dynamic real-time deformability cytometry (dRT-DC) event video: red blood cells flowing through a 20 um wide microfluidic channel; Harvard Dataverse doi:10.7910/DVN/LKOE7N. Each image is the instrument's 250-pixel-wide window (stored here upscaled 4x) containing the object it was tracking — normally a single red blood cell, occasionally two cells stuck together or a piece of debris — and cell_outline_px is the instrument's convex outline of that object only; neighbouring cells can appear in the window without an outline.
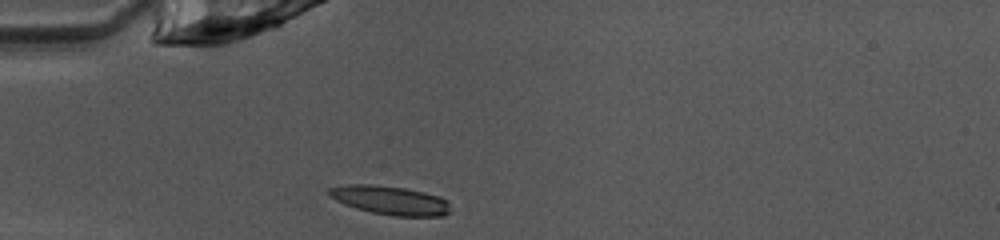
{"species": "common noctule bat (a hibernating species)", "species_latin": "Nyctalus noctula", "temperature_condition": "warm", "stored_images_in_passage": 36, "camera_frame_rate_fps": 3000, "um_per_image_px": 0.085, "animal": {"sex": "female", "body_mass_g": 10.0, "forearm_length_mm": 53.1}, "frame": {"image": 1, "passage_image": 1, "time_ms": 0.0, "image_size_px": [1000, 240], "cell_outline_px": [[448, 212], [444, 216], [396, 216], [372, 212], [356, 208], [344, 204], [328, 196], [328, 188], [348, 184], [368, 184], [404, 188], [424, 192], [440, 196], [448, 200]], "centroid_in_image_um": [33.15, 17.02], "position_along_channel_um": 51.9, "area_um2": 20.29}}
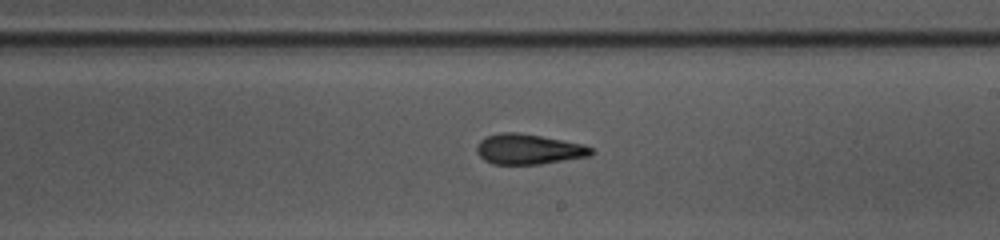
{"frame": {"image": 2, "passage_image": 16, "time_ms": 5.0, "image_size_px": [1000, 240], "cell_outline_px": [[596, 152], [588, 156], [540, 164], [492, 164], [484, 160], [476, 152], [476, 144], [484, 136], [500, 132], [516, 132], [540, 136], [584, 144], [592, 148]], "centroid_in_image_um": [44.89, 12.67], "position_along_channel_um": 244.1, "area_um2": 20.29}}
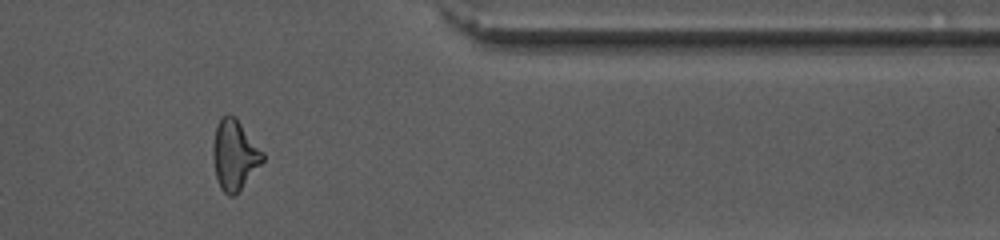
{"frame": {"image": 3, "passage_image": 28, "time_ms": 9.0, "image_size_px": [1000, 240], "cell_outline_px": [[264, 160], [240, 188], [232, 196], [228, 196], [220, 188], [216, 176], [212, 156], [212, 144], [216, 128], [220, 116], [228, 112], [236, 116], [264, 152]], "centroid_in_image_um": [19.91, 13.09], "position_along_channel_um": 391.5, "area_um2": 20.35}, "authors_computed_cell_mechanics": {"area_um2": 20.23, "velocity_mm_per_s": 4.0491, "shape_relaxation_time_tau1_ms": 6.8467, "shape_relaxation_time_tau2_ms": 1.9606, "deformation_change_tau1": 0.2369, "deformation_change_tau2": 0.1197}}